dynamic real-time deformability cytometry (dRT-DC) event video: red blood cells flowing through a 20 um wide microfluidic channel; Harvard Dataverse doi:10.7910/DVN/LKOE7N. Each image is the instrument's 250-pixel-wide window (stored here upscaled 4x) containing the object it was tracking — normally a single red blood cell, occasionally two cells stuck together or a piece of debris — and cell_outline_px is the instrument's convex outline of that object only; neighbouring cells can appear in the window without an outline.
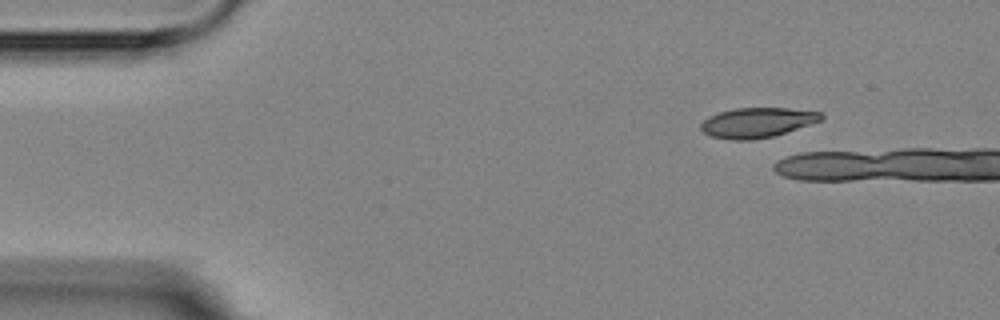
{"species": "Egyptian fruit bat (a non-hibernating species)", "species_latin": "Rousettus aegyptiacus", "temperature_condition": "room temperature", "stored_images_in_passage": 2, "camera_frame_rate_fps": 3000, "um_per_image_px": 0.085, "animal": {"sex": "female"}, "frame": {"image": 1, "passage_image": 2, "time_ms": 1.333, "image_size_px": [1000, 320], "cell_outline_px": [[824, 116], [820, 120], [772, 136], [752, 140], [732, 140], [712, 136], [704, 132], [700, 128], [700, 124], [708, 116], [720, 112], [736, 108], [788, 108], [820, 112]], "centroid_in_image_um": [64.31, 10.41], "position_along_channel_um": 20.7, "area_um2": 20.58}}